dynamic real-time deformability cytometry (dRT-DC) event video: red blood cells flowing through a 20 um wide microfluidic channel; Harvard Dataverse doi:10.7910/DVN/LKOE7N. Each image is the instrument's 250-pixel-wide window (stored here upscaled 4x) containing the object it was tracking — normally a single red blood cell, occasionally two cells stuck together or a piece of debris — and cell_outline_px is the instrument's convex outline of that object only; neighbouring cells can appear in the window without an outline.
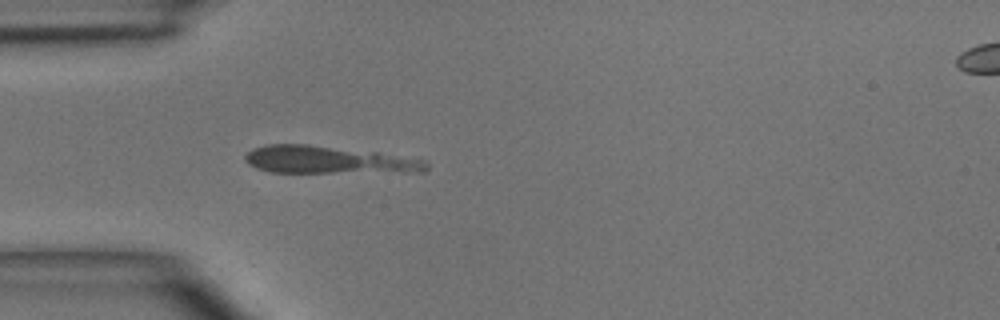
{"species": "common noctule bat (a hibernating species)", "species_latin": "Nyctalus noctula", "temperature_condition": "room temperature", "stored_images_in_passage": 3, "camera_frame_rate_fps": 3000, "um_per_image_px": 0.085, "animal": {"sex": "male", "body_mass_g": 15.6}, "frame": {"image": 1, "passage_image": 3, "time_ms": 3.333, "image_size_px": [1000, 320], "cell_outline_px": [[428, 168], [424, 172], [268, 172], [256, 168], [248, 164], [244, 160], [244, 156], [252, 148], [268, 144], [308, 144], [376, 152], [428, 160]], "centroid_in_image_um": [27.91, 13.59], "position_along_channel_um": 57.1, "area_um2": 29.19}}